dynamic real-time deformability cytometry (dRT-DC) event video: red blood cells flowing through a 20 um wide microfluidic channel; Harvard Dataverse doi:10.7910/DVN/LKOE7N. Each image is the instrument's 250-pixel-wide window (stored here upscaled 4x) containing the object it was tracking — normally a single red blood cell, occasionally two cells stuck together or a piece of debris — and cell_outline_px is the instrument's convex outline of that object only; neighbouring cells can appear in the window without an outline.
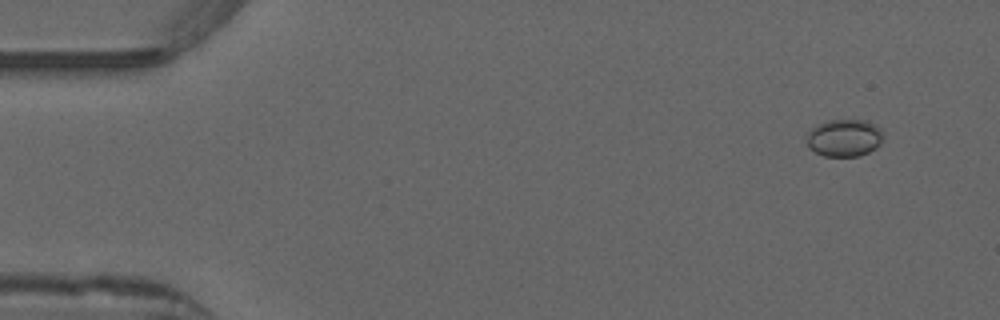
{"species": "common noctule bat (a hibernating species)", "species_latin": "Nyctalus noctula", "temperature_condition": "warm", "stored_images_in_passage": 50, "camera_frame_rate_fps": 3000, "um_per_image_px": 0.085, "animal": {"sex": "male", "forearm_length_mm": 52.5}, "frame": {"image": 1, "passage_image": 1, "time_ms": 0.0, "image_size_px": [1000, 320], "cell_outline_px": [[884, 136], [880, 144], [876, 148], [860, 156], [824, 156], [808, 148], [804, 140], [808, 132], [812, 128], [828, 120], [868, 120], [880, 128], [884, 132]], "centroid_in_image_um": [71.77, 11.72], "position_along_channel_um": 13.2, "area_um2": 16.94}}
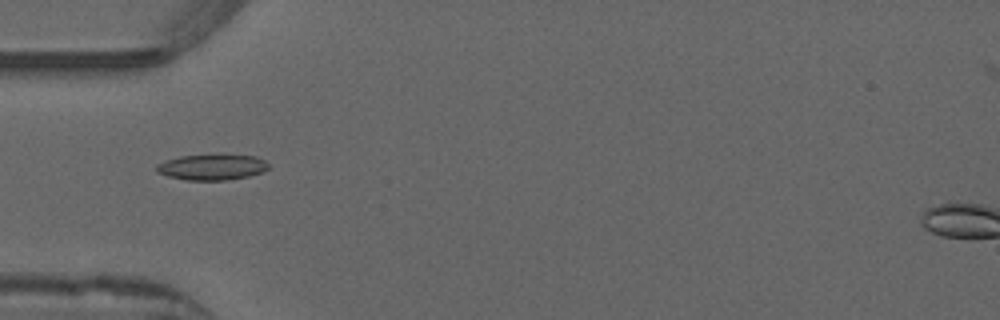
{"frame": {"image": 2, "passage_image": 14, "time_ms": 4.333, "image_size_px": [1000, 320], "cell_outline_px": [[268, 168], [264, 172], [248, 176], [224, 180], [184, 180], [168, 176], [156, 172], [156, 164], [180, 156], [224, 152], [256, 156], [264, 160], [268, 164]], "centroid_in_image_um": [18.05, 14.16], "position_along_channel_um": 67.0, "area_um2": 17.46}}
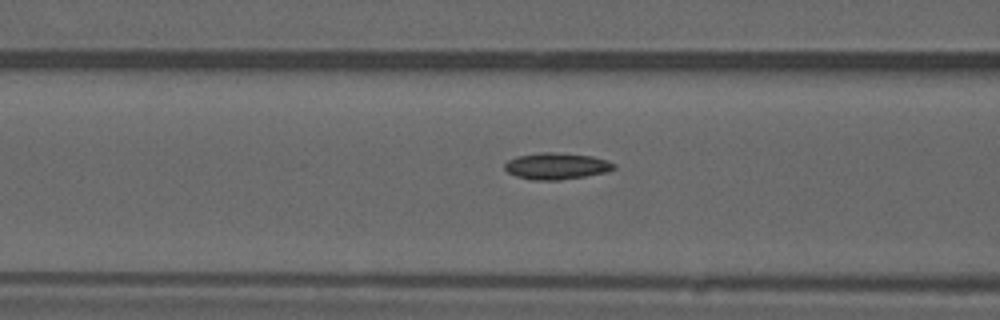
{"frame": {"image": 3, "passage_image": 18, "time_ms": 5.667, "image_size_px": [1000, 320], "cell_outline_px": [[616, 168], [608, 172], [560, 180], [532, 180], [516, 176], [508, 172], [504, 168], [504, 164], [508, 160], [516, 156], [540, 152], [556, 152], [592, 156], [608, 160], [616, 164]], "centroid_in_image_um": [47.31, 14.11], "position_along_channel_um": 119.3, "area_um2": 17.05}, "authors_computed_cell_mechanics": {"area_um2": 15.7794, "velocity_mm_per_s": 3.9158, "shape_relaxation_time_tau1_ms": null, "shape_relaxation_time_tau2_ms": 3.2549, "deformation_change_tau1": null, "deformation_change_tau2": 0.102}}